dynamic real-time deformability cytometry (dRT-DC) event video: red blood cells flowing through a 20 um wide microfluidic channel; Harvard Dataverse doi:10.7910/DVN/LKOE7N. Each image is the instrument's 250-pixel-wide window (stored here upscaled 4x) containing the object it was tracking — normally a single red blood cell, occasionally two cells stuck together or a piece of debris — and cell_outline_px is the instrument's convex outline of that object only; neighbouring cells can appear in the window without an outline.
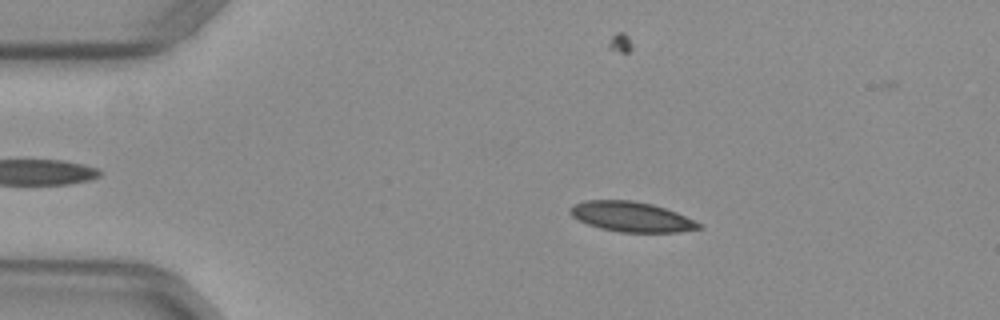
{"species": "common noctule bat (a hibernating species)", "species_latin": "Nyctalus noctula", "temperature_condition": "warm", "stored_images_in_passage": 37, "camera_frame_rate_fps": 3000, "um_per_image_px": 0.085, "animal": {"sex": "female", "body_mass_g": 29.2, "forearm_length_mm": 56.3}, "frame": {"image": 1, "passage_image": 2, "time_ms": 0.333, "image_size_px": [1000, 320], "cell_outline_px": [[700, 228], [676, 232], [620, 232], [600, 228], [588, 224], [572, 216], [568, 212], [568, 208], [584, 200], [632, 200], [652, 204], [676, 212], [700, 224]], "centroid_in_image_um": [53.61, 18.41], "position_along_channel_um": 31.4, "area_um2": 22.2}}
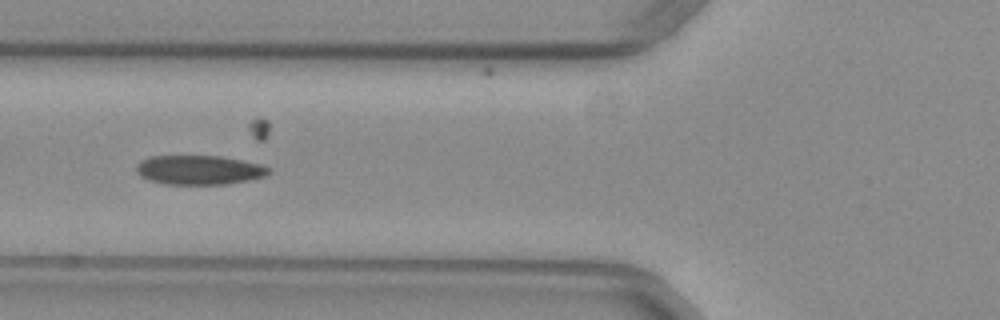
{"frame": {"image": 2, "passage_image": 12, "time_ms": 3.667, "image_size_px": [1000, 320], "cell_outline_px": [[272, 172], [264, 176], [248, 180], [224, 184], [164, 184], [148, 180], [140, 176], [136, 172], [136, 164], [140, 160], [152, 156], [220, 156], [260, 164], [272, 168]], "centroid_in_image_um": [16.9, 14.44], "position_along_channel_um": 108.9, "area_um2": 22.66}}
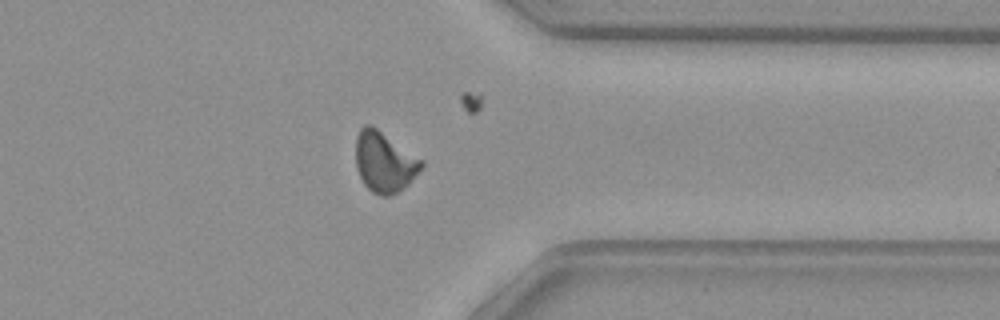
{"frame": {"image": 3, "passage_image": 33, "time_ms": 10.667, "image_size_px": [1000, 320], "cell_outline_px": [[424, 164], [412, 180], [408, 184], [396, 192], [388, 196], [380, 196], [372, 192], [364, 184], [356, 168], [356, 136], [360, 128], [364, 124], [372, 124], [424, 160]], "centroid_in_image_um": [32.66, 13.73], "position_along_channel_um": 378.7, "area_um2": 23.29}, "authors_computed_cell_mechanics": {"area_um2": 22.9466, "velocity_mm_per_s": 3.9513, "shape_relaxation_time_tau1_ms": null, "shape_relaxation_time_tau2_ms": 3.7147, "deformation_change_tau1": null, "deformation_change_tau2": 0.091}}